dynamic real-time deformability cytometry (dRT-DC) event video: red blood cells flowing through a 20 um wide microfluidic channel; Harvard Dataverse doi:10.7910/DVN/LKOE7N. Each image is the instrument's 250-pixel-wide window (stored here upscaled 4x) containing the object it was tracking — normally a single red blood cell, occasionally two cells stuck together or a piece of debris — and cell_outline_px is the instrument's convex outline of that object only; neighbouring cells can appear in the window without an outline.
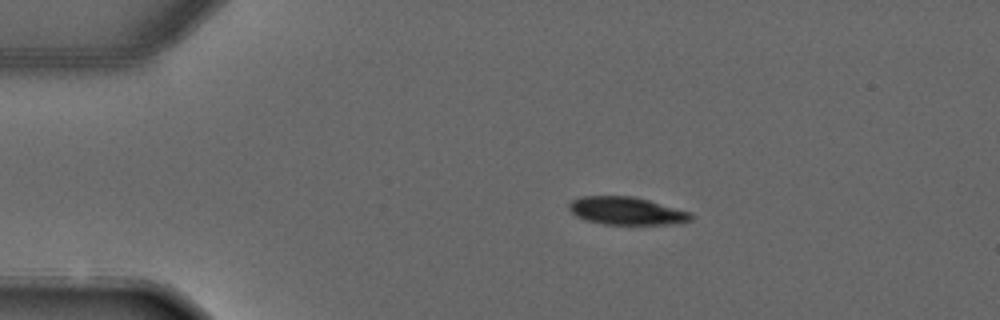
{"species": "common noctule bat (a hibernating species)", "species_latin": "Nyctalus noctula", "temperature_condition": "warm", "stored_images_in_passage": 3, "camera_frame_rate_fps": 3000, "um_per_image_px": 0.085, "animal": {"sex": "male", "forearm_length_mm": 52.5}, "frame": {"image": 1, "passage_image": 2, "time_ms": 2.333, "image_size_px": [1000, 320], "cell_outline_px": [[692, 220], [672, 224], [604, 224], [584, 220], [576, 216], [568, 208], [568, 204], [572, 200], [580, 196], [632, 196], [648, 200], [692, 212]], "centroid_in_image_um": [53.23, 17.92], "position_along_channel_um": 31.8, "area_um2": 19.77}}